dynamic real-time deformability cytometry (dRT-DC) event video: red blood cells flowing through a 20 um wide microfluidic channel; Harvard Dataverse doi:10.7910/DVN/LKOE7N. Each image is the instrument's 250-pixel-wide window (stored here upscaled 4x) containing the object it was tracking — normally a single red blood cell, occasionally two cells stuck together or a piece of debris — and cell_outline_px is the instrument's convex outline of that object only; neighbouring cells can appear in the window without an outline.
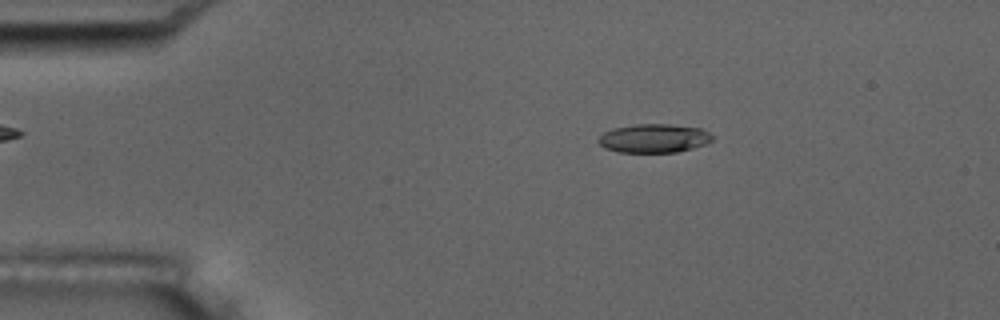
{"species": "common noctule bat (a hibernating species)", "species_latin": "Nyctalus noctula", "temperature_condition": "room temperature", "stored_images_in_passage": 46, "camera_frame_rate_fps": 3000, "um_per_image_px": 0.085, "animal": {"sex": "male", "body_mass_g": 17.5, "forearm_length_mm": 52.3}, "frame": {"image": 1, "passage_image": 2, "time_ms": 0.333, "image_size_px": [1000, 320], "cell_outline_px": [[712, 140], [708, 144], [676, 152], [616, 152], [604, 148], [596, 140], [604, 132], [616, 128], [636, 124], [668, 124], [700, 128], [708, 132], [712, 136]], "centroid_in_image_um": [55.58, 11.76], "position_along_channel_um": 29.4, "area_um2": 19.02}}
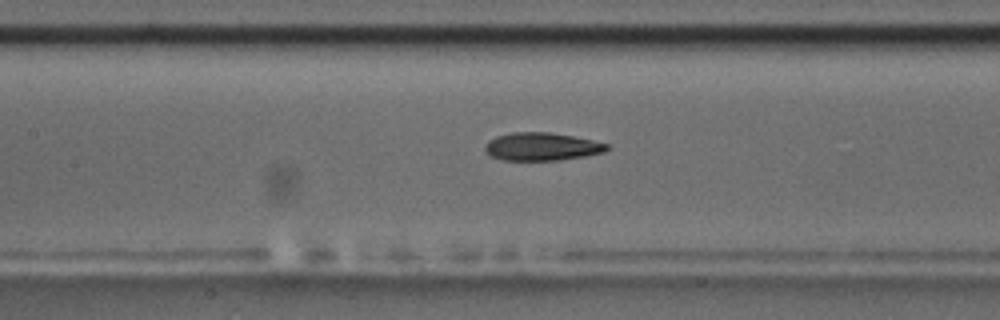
{"frame": {"image": 2, "passage_image": 17, "time_ms": 5.333, "image_size_px": [1000, 320], "cell_outline_px": [[608, 148], [604, 152], [584, 156], [560, 160], [504, 160], [492, 156], [484, 148], [484, 144], [488, 140], [496, 136], [512, 132], [548, 132], [572, 136], [592, 140], [608, 144]], "centroid_in_image_um": [46.02, 12.45], "position_along_channel_um": 161.4, "area_um2": 19.71}, "authors_computed_cell_mechanics": {"area_um2": 20.1433, "velocity_mm_per_s": 3.7229, "shape_relaxation_time_tau1_ms": 5.7147, "shape_relaxation_time_tau2_ms": 3.5189, "deformation_change_tau1": 0.1839, "deformation_change_tau2": 0.0972}}